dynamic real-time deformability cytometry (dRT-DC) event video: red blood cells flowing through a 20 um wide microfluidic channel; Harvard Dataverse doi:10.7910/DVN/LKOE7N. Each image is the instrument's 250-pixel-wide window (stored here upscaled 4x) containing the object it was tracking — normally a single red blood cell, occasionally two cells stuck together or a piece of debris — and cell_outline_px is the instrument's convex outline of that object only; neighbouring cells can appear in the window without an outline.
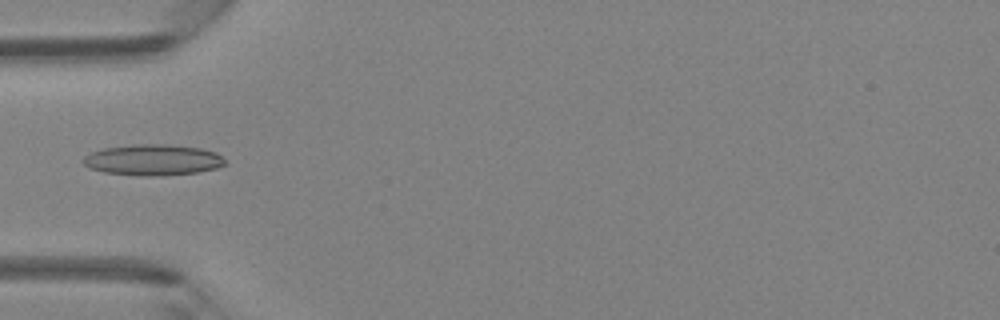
{"species": "Egyptian fruit bat (a non-hibernating species)", "species_latin": "Rousettus aegyptiacus", "temperature_condition": "room temperature", "stored_images_in_passage": 6, "camera_frame_rate_fps": 3000, "um_per_image_px": 0.085, "animal": {"sex": "female"}, "frame": {"image": 1, "passage_image": 5, "time_ms": 4.667, "image_size_px": [1000, 320], "cell_outline_px": [[228, 164], [216, 168], [196, 172], [160, 176], [136, 176], [104, 172], [88, 168], [80, 160], [84, 156], [92, 152], [104, 148], [132, 144], [164, 144], [200, 148], [216, 152]], "centroid_in_image_um": [12.96, 13.6], "position_along_channel_um": 72.0, "area_um2": 25.78}}
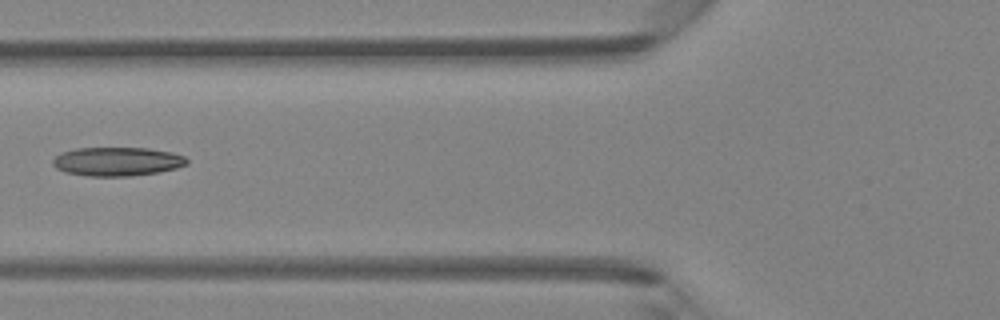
{"frame": {"image": 2, "passage_image": 6, "time_ms": 5.667, "image_size_px": [1000, 320], "cell_outline_px": [[188, 164], [176, 168], [160, 172], [132, 176], [88, 176], [64, 172], [56, 168], [52, 164], [52, 160], [60, 152], [76, 148], [148, 148], [172, 152], [184, 156], [188, 160]], "centroid_in_image_um": [9.95, 13.73], "position_along_channel_um": 115.8, "area_um2": 22.72}}